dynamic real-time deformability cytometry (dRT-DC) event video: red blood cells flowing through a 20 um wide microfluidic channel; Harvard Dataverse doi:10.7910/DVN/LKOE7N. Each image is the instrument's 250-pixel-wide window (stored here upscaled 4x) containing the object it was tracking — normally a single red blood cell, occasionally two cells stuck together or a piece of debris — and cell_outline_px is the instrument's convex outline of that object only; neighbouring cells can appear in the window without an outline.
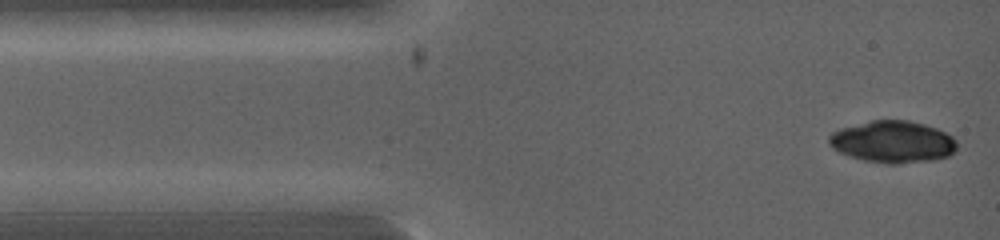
{"species": "common noctule bat (a hibernating species)", "species_latin": "Nyctalus noctula", "temperature_condition": "warm", "stored_images_in_passage": 5, "camera_frame_rate_fps": 5000, "um_per_image_px": 0.085, "animal": {"sex": "female", "body_mass_g": 19.0, "forearm_length_mm": 53.3}, "frame": {"image": 1, "passage_image": 1, "time_ms": 0.0, "image_size_px": [1000, 240], "cell_outline_px": [[956, 148], [948, 156], [932, 160], [900, 164], [888, 164], [864, 160], [848, 156], [832, 148], [828, 144], [828, 136], [832, 132], [840, 128], [872, 120], [908, 120], [924, 124], [936, 128], [952, 136], [956, 140]], "centroid_in_image_um": [75.85, 12.05], "position_along_channel_um": 9.1, "area_um2": 31.33}}